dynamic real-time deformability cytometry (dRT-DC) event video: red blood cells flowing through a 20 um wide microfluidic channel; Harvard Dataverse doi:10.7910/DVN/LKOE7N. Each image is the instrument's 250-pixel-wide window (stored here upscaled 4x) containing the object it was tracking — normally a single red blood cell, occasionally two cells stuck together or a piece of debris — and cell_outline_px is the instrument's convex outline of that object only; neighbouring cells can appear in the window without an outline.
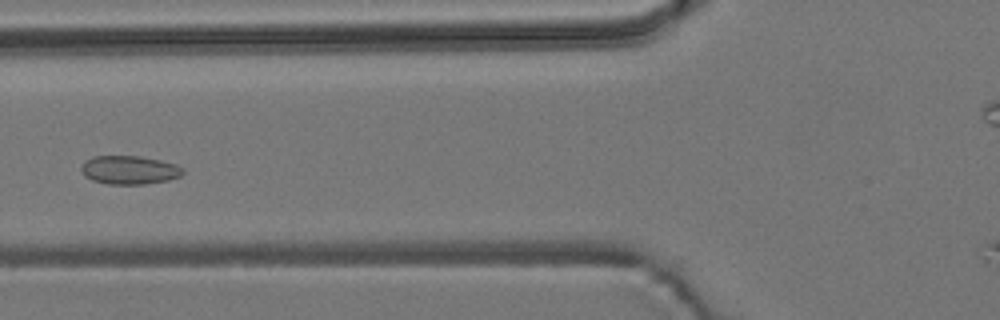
{"species": "common noctule bat (a hibernating species)", "species_latin": "Nyctalus noctula", "temperature_condition": "room temperature", "stored_images_in_passage": 12, "camera_frame_rate_fps": 3000, "um_per_image_px": 0.085, "animal": {"sex": "male", "body_mass_g": 19.2, "forearm_length_mm": 51.8}, "frame": {"image": 1, "passage_image": 3, "time_ms": 0.667, "image_size_px": [1000, 320], "cell_outline_px": [[184, 172], [180, 176], [168, 180], [144, 184], [108, 184], [92, 180], [84, 176], [80, 168], [84, 160], [92, 156], [140, 156], [160, 160], [176, 164], [184, 168]], "centroid_in_image_um": [10.98, 14.44], "position_along_channel_um": 114.8, "area_um2": 17.05}}
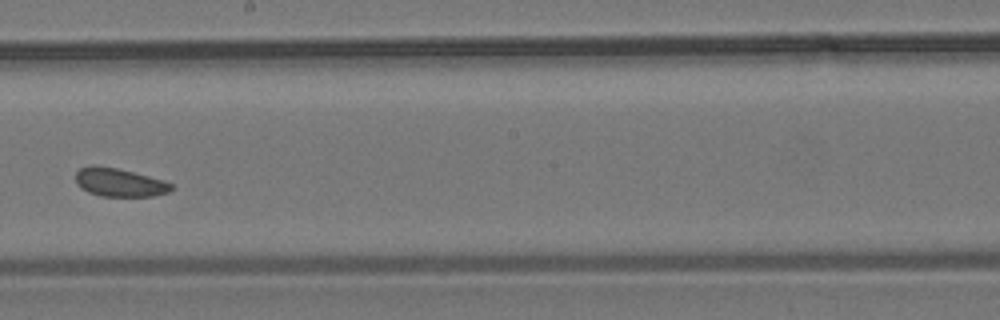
{"frame": {"image": 2, "passage_image": 6, "time_ms": 1.667, "image_size_px": [1000, 320], "cell_outline_px": [[172, 188], [168, 192], [152, 196], [100, 196], [88, 192], [80, 188], [76, 184], [76, 172], [80, 168], [116, 168], [164, 180], [172, 184]], "centroid_in_image_um": [10.17, 15.55], "position_along_channel_um": 238.0, "area_um2": 15.26}}
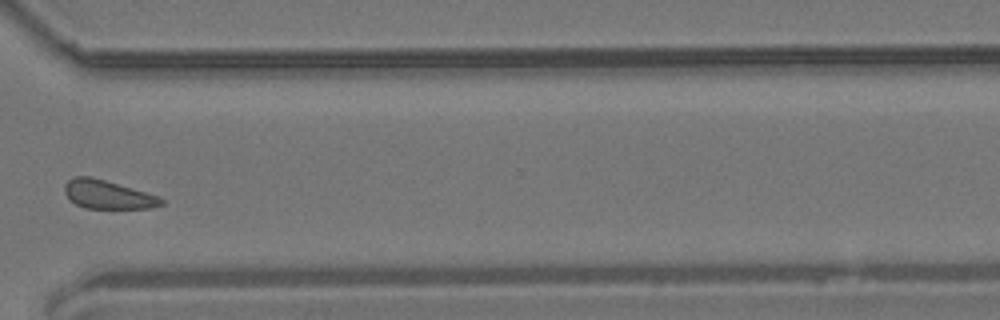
{"frame": {"image": 3, "passage_image": 9, "time_ms": 2.667, "image_size_px": [1000, 320], "cell_outline_px": [[164, 204], [152, 208], [84, 208], [76, 204], [64, 192], [64, 184], [68, 180], [76, 176], [88, 176], [104, 180], [144, 192], [156, 196], [164, 200]], "centroid_in_image_um": [9.13, 16.54], "position_along_channel_um": 361.5, "area_um2": 15.72}}